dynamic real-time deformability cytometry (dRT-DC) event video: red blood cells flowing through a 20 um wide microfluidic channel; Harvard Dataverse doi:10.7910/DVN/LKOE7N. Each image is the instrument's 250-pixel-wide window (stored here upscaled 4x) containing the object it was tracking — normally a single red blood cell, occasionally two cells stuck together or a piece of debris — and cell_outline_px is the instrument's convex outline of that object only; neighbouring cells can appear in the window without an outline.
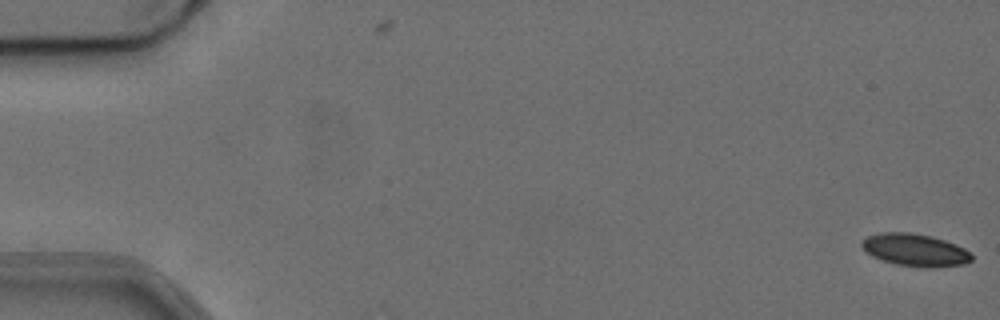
{"species": "common noctule bat (a hibernating species)", "species_latin": "Nyctalus noctula", "temperature_condition": "cold", "stored_images_in_passage": 22, "camera_frame_rate_fps": 3000, "um_per_image_px": 0.085, "animal": {"sex": "female", "body_mass_g": 24.6, "forearm_length_mm": 56.2}, "frame": {"image": 1, "passage_image": 1, "time_ms": 0.0, "image_size_px": [1000, 320], "cell_outline_px": [[972, 260], [964, 264], [896, 264], [872, 256], [860, 244], [868, 236], [880, 232], [908, 232], [932, 236], [956, 244], [964, 248], [972, 256]], "centroid_in_image_um": [77.74, 21.18], "position_along_channel_um": 7.3, "area_um2": 19.54}}
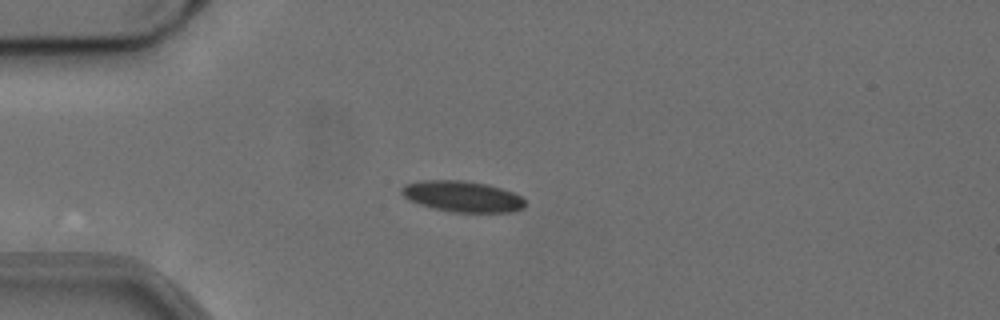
{"frame": {"image": 2, "passage_image": 15, "time_ms": 4.667, "image_size_px": [1000, 320], "cell_outline_px": [[524, 208], [512, 212], [452, 212], [432, 208], [408, 200], [400, 192], [400, 188], [404, 184], [420, 180], [464, 180], [488, 184], [512, 192], [520, 196], [524, 200]], "centroid_in_image_um": [39.26, 16.69], "position_along_channel_um": 45.7, "area_um2": 22.43}}
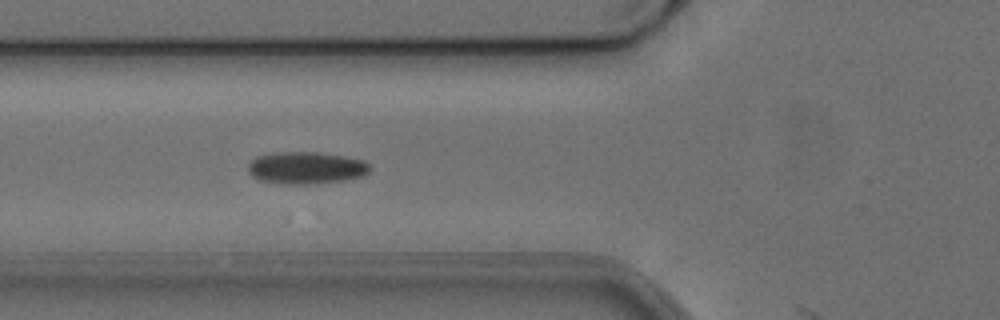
{"frame": {"image": 3, "passage_image": 21, "time_ms": 6.667, "image_size_px": [1000, 320], "cell_outline_px": [[372, 168], [364, 176], [344, 180], [320, 184], [280, 184], [260, 180], [252, 176], [248, 172], [248, 164], [256, 156], [272, 152], [316, 152], [344, 156], [364, 160]], "centroid_in_image_um": [26.02, 14.27], "position_along_channel_um": 99.8, "area_um2": 23.18}}